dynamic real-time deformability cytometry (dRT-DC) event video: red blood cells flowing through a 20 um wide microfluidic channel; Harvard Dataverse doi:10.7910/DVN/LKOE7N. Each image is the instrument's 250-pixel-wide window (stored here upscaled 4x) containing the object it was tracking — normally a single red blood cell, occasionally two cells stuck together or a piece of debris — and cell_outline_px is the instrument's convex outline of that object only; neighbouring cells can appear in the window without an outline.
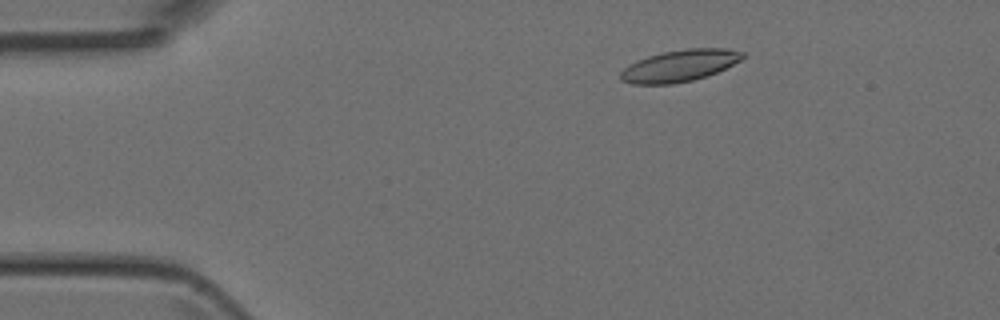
{"species": "Egyptian fruit bat (a non-hibernating species)", "species_latin": "Rousettus aegyptiacus", "temperature_condition": "room temperature", "stored_images_in_passage": 47, "camera_frame_rate_fps": 3000, "um_per_image_px": 0.085, "animal": {"sex": "female"}, "frame": {"image": 1, "passage_image": 7, "time_ms": 2.0, "image_size_px": [1000, 320], "cell_outline_px": [[744, 56], [740, 60], [716, 72], [692, 80], [672, 84], [632, 84], [620, 80], [620, 72], [628, 64], [636, 60], [648, 56], [664, 52], [688, 48], [724, 48], [744, 52]], "centroid_in_image_um": [57.71, 5.58], "position_along_channel_um": 27.3, "area_um2": 22.37}}
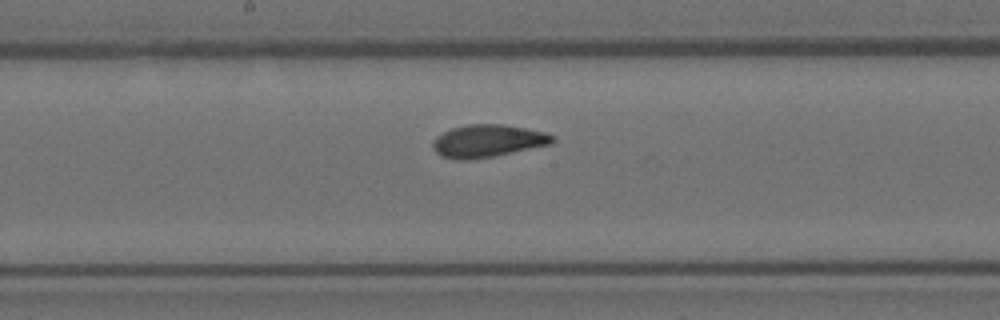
{"frame": {"image": 2, "passage_image": 24, "time_ms": 7.667, "image_size_px": [1000, 320], "cell_outline_px": [[556, 140], [552, 144], [492, 156], [468, 160], [460, 160], [440, 156], [432, 148], [432, 144], [436, 136], [452, 128], [468, 124], [504, 124], [544, 132], [556, 136]], "centroid_in_image_um": [41.46, 11.97], "position_along_channel_um": 206.7, "area_um2": 22.66}}
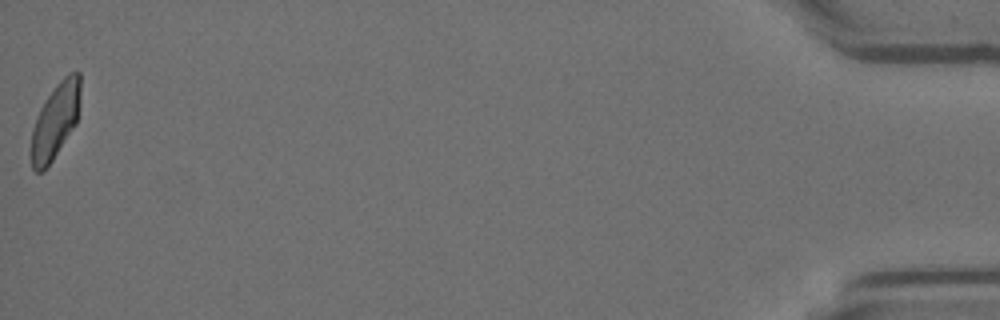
{"frame": {"image": 3, "passage_image": 47, "time_ms": 15.333, "image_size_px": [1000, 320], "cell_outline_px": [[80, 104], [76, 124], [52, 160], [40, 172], [36, 172], [32, 168], [32, 128], [36, 116], [44, 100], [56, 84], [68, 72], [80, 72]], "centroid_in_image_um": [4.72, 10.21], "position_along_channel_um": 430.5, "area_um2": 21.44}}